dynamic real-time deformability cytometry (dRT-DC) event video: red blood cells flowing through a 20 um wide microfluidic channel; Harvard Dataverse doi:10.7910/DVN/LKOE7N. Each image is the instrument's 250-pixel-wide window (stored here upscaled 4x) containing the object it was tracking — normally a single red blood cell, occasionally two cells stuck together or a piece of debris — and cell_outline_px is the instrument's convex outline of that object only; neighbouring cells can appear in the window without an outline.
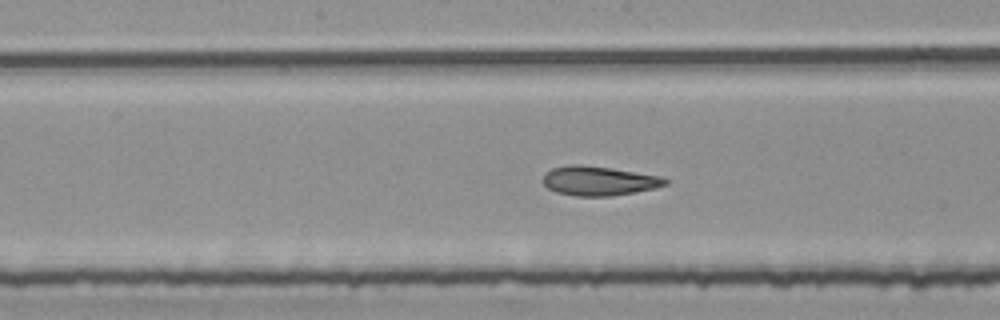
{"species": "common noctule bat (a hibernating species)", "species_latin": "Nyctalus noctula", "temperature_condition": "room temperature", "stored_images_in_passage": 53, "segment_of_instrument_passage": [2, 2], "camera_frame_rate_fps": 3000, "um_per_image_px": 0.085, "animal": {"sex": "female", "body_mass_g": 25.1}, "frame": {"image": 1, "passage_image": 27, "time_ms": 8.667, "image_size_px": [1000, 320], "cell_outline_px": [[668, 184], [656, 188], [612, 196], [576, 196], [556, 192], [548, 188], [544, 184], [544, 172], [552, 168], [572, 164], [580, 164], [612, 168], [660, 176], [668, 180]], "centroid_in_image_um": [50.9, 15.37], "position_along_channel_um": 197.3, "area_um2": 20.92}}
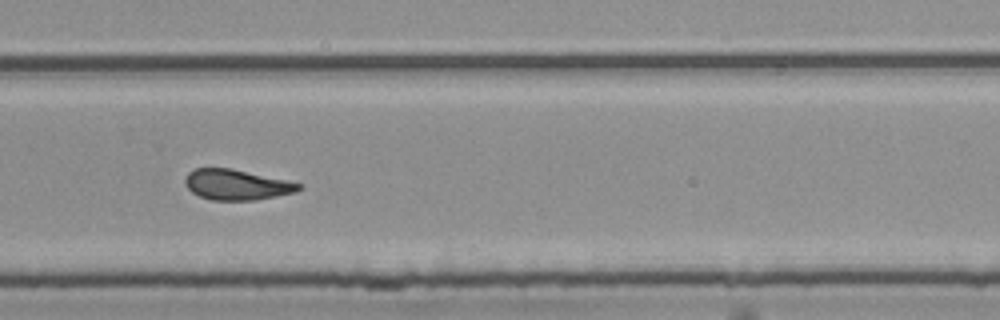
{"frame": {"image": 2, "passage_image": 36, "time_ms": 11.667, "image_size_px": [1000, 320], "cell_outline_px": [[300, 188], [296, 192], [256, 200], [212, 200], [200, 196], [192, 192], [184, 184], [184, 180], [188, 172], [196, 168], [232, 168], [284, 180], [300, 184]], "centroid_in_image_um": [20.05, 15.7], "position_along_channel_um": 309.7, "area_um2": 19.94}}
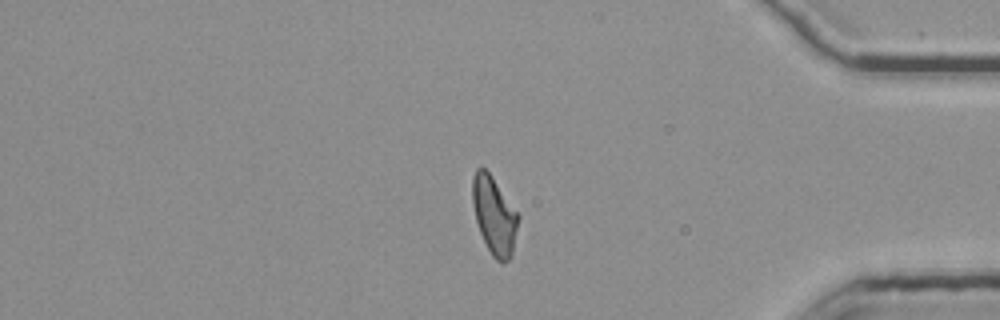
{"frame": {"image": 3, "passage_image": 45, "time_ms": 14.667, "image_size_px": [1000, 320], "cell_outline_px": [[520, 216], [512, 256], [504, 264], [496, 260], [492, 256], [480, 232], [476, 220], [472, 204], [472, 176], [476, 168], [484, 168], [492, 176]], "centroid_in_image_um": [42.01, 18.33], "position_along_channel_um": 393.2, "area_um2": 20.81}}